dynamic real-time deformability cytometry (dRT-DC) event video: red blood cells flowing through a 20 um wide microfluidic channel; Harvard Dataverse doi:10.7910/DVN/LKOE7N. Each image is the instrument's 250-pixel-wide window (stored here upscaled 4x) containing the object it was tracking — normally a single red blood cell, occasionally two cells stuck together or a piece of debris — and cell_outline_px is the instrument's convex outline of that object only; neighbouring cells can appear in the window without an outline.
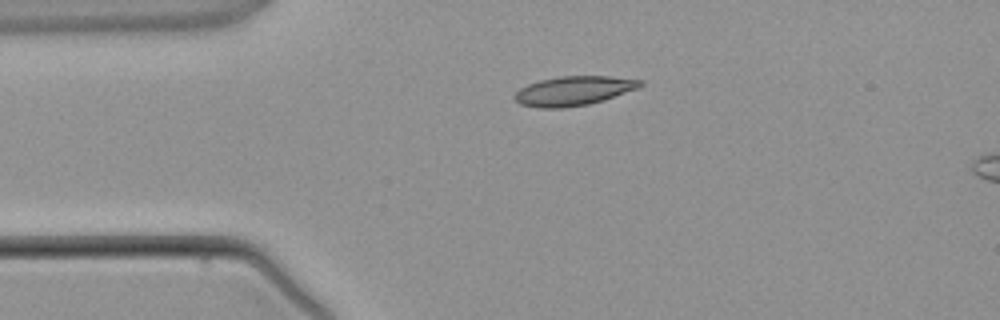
{"species": "common noctule bat (a hibernating species)", "species_latin": "Nyctalus noctula", "temperature_condition": "warm", "stored_images_in_passage": 5, "camera_frame_rate_fps": 3000, "um_per_image_px": 0.085, "animal": {"sex": "male", "body_mass_g": 21.5, "forearm_length_mm": 52.0}, "frame": {"image": 1, "passage_image": 3, "time_ms": 2.667, "image_size_px": [1000, 320], "cell_outline_px": [[644, 84], [636, 88], [604, 100], [588, 104], [564, 108], [540, 108], [520, 104], [512, 96], [520, 88], [528, 84], [540, 80], [560, 76], [608, 76], [644, 80]], "centroid_in_image_um": [48.74, 7.72], "position_along_channel_um": 36.3, "area_um2": 21.39}}